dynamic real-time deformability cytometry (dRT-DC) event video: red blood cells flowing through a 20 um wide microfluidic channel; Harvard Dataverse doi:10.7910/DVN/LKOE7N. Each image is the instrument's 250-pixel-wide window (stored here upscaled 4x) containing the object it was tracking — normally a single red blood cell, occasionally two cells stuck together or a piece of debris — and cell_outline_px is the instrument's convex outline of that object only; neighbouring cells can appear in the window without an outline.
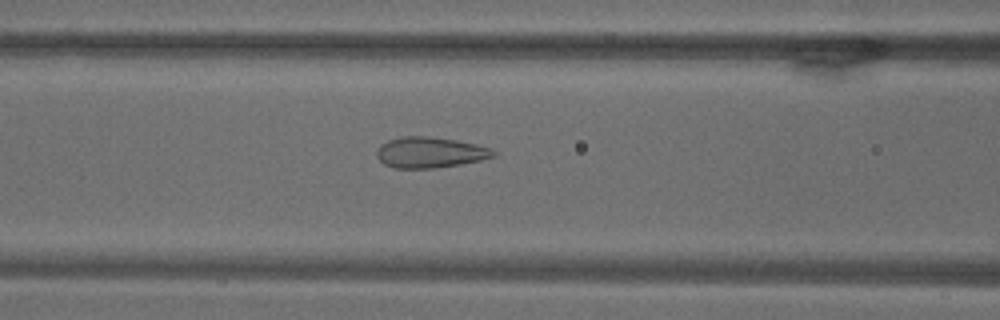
{"species": "common noctule bat (a hibernating species)", "species_latin": "Nyctalus noctula", "temperature_condition": "warm", "stored_images_in_passage": 70, "camera_frame_rate_fps": 3000, "um_per_image_px": 0.085, "animal": {"sex": "male", "body_mass_g": 18.8}, "frame": {"image": 1, "passage_image": 29, "time_ms": 9.333, "image_size_px": [1000, 320], "cell_outline_px": [[496, 156], [480, 160], [460, 164], [436, 168], [392, 168], [384, 164], [376, 156], [376, 148], [380, 144], [388, 140], [404, 136], [428, 136], [456, 140], [476, 144], [492, 148], [496, 152]], "centroid_in_image_um": [36.53, 12.95], "position_along_channel_um": 130.1, "area_um2": 21.1}}
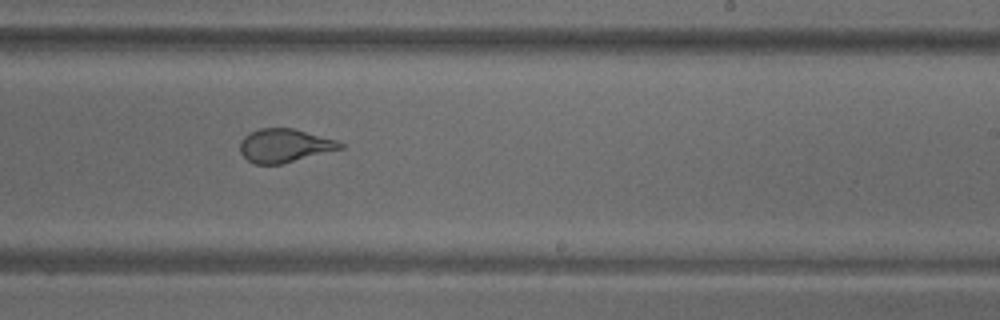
{"frame": {"image": 2, "passage_image": 43, "time_ms": 14.0, "image_size_px": [1000, 320], "cell_outline_px": [[344, 148], [280, 164], [256, 164], [248, 160], [240, 152], [240, 140], [248, 132], [260, 128], [292, 128], [336, 140], [344, 144]], "centroid_in_image_um": [24.16, 12.36], "position_along_channel_um": 264.8, "area_um2": 19.42}}
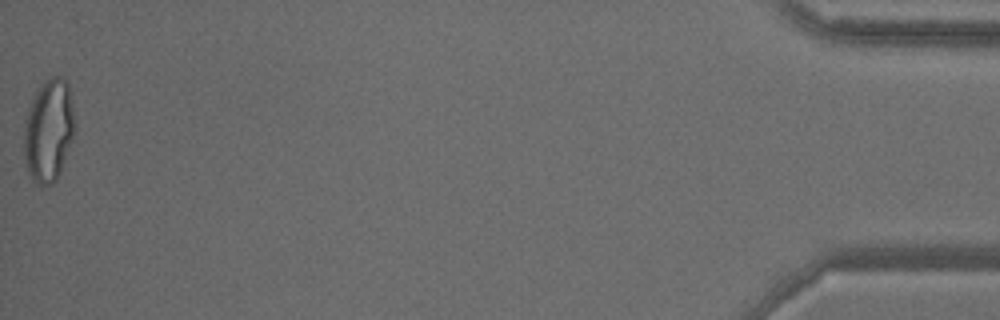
{"frame": {"image": 3, "passage_image": 70, "time_ms": 23.0, "image_size_px": [1000, 320], "cell_outline_px": [[72, 136], [60, 172], [56, 180], [52, 184], [40, 188], [32, 180], [28, 172], [24, 156], [24, 128], [28, 108], [40, 84], [44, 80], [52, 76], [60, 76], [68, 80], [72, 108]], "centroid_in_image_um": [4.09, 11.1], "position_along_channel_um": 431.1, "area_um2": 30.06}}